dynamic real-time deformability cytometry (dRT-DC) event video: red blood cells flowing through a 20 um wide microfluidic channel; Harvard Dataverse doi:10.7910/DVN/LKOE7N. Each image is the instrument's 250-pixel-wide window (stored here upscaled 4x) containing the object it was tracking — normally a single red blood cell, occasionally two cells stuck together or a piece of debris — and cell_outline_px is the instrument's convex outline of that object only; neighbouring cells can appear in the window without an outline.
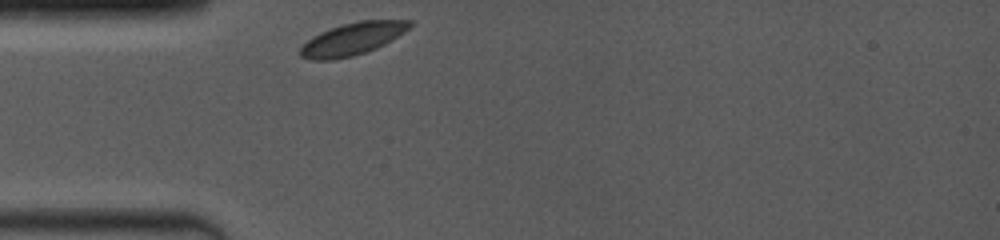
{"species": "common noctule bat (a hibernating species)", "species_latin": "Nyctalus noctula", "temperature_condition": "room temperature", "stored_images_in_passage": 28, "camera_frame_rate_fps": 4000, "um_per_image_px": 0.085, "animal": {"sex": "female", "body_mass_g": 19.0, "forearm_length_mm": 53.3}, "frame": {"image": 1, "passage_image": 1, "time_ms": 0.0, "image_size_px": [1000, 240], "cell_outline_px": [[412, 24], [404, 32], [392, 40], [376, 48], [352, 56], [332, 60], [312, 60], [300, 56], [300, 48], [312, 36], [320, 32], [344, 24], [360, 20], [412, 20]], "centroid_in_image_um": [29.96, 3.31], "position_along_channel_um": 55.0, "area_um2": 20.4}}
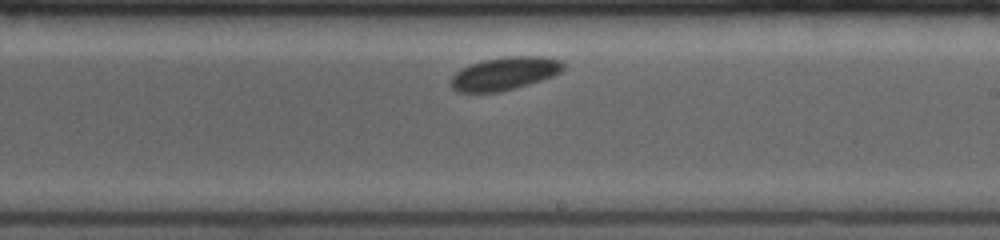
{"frame": {"image": 2, "passage_image": 16, "time_ms": 5.25, "image_size_px": [1000, 240], "cell_outline_px": [[564, 68], [560, 72], [552, 76], [528, 84], [500, 92], [456, 92], [452, 88], [448, 80], [456, 72], [472, 64], [484, 60], [504, 56], [544, 56], [560, 60], [564, 64]], "centroid_in_image_um": [42.87, 6.25], "position_along_channel_um": 246.1, "area_um2": 21.56}}
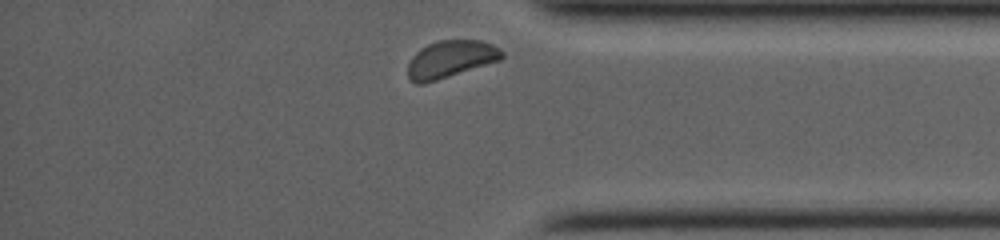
{"frame": {"image": 3, "passage_image": 28, "time_ms": 9.25, "image_size_px": [1000, 240], "cell_outline_px": [[504, 56], [500, 60], [424, 84], [416, 84], [408, 80], [408, 64], [412, 56], [420, 48], [428, 44], [440, 40], [480, 40], [492, 44], [500, 48], [504, 52]], "centroid_in_image_um": [38.28, 5.03], "position_along_channel_um": 396.9, "area_um2": 20.46}, "authors_computed_cell_mechanics": {"area_um2": 20.8658, "velocity_mm_per_s": 3.7737, "shape_relaxation_time_tau1_ms": 1.078, "shape_relaxation_time_tau2_ms": null, "deformation_change_tau1": 0.0221, "deformation_change_tau2": null}}